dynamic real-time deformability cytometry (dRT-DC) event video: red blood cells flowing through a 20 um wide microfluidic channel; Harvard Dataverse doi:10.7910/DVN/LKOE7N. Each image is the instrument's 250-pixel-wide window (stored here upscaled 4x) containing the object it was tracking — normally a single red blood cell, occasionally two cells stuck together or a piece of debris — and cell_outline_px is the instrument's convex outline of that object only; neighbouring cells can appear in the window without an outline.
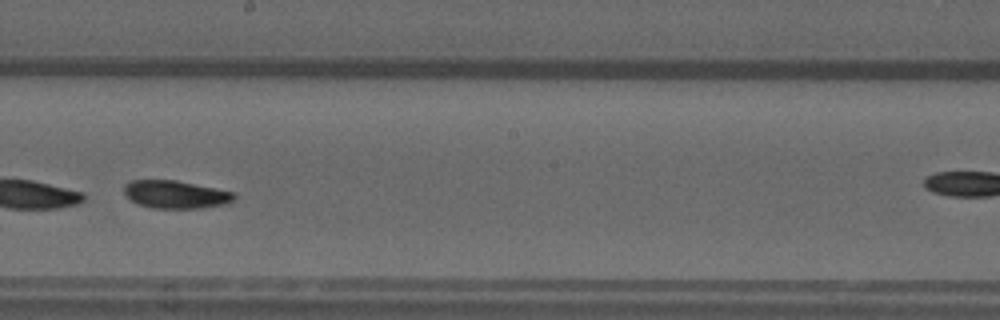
{"species": "common noctule bat (a hibernating species)", "species_latin": "Nyctalus noctula", "temperature_condition": "warm", "stored_images_in_passage": 35, "camera_frame_rate_fps": 3000, "um_per_image_px": 0.085, "animal": {"sex": "male", "forearm_length_mm": 52.5}, "frame": {"image": 1, "passage_image": 15, "time_ms": 4.667, "image_size_px": [1000, 320], "cell_outline_px": [[236, 200], [228, 204], [200, 208], [152, 208], [140, 204], [132, 200], [124, 192], [124, 184], [132, 180], [176, 180], [236, 192]], "centroid_in_image_um": [15.0, 16.52], "position_along_channel_um": 233.2, "area_um2": 17.98}}